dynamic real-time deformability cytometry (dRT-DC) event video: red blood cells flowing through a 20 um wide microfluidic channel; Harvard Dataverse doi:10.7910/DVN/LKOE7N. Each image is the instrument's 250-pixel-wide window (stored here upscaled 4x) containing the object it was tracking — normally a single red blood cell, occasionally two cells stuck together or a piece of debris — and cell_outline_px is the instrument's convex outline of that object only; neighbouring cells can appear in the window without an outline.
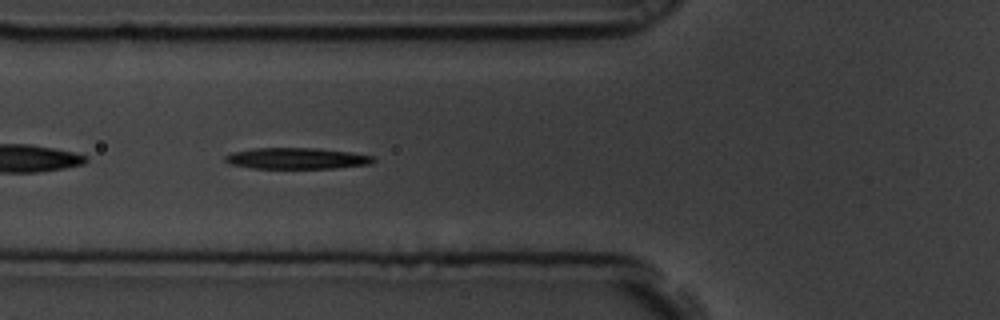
{"species": "common noctule bat (a hibernating species)", "species_latin": "Nyctalus noctula", "temperature_condition": "room temperature", "stored_images_in_passage": 16, "camera_frame_rate_fps": 3000, "um_per_image_px": 0.085, "animal": {"sex": "male", "body_mass_g": 19.5, "forearm_length_mm": 54.6}, "frame": {"image": 1, "passage_image": 5, "time_ms": 1.333, "image_size_px": [1000, 320], "cell_outline_px": [[376, 160], [368, 164], [336, 168], [252, 168], [228, 164], [224, 160], [224, 156], [232, 152], [252, 148], [320, 148], [352, 152], [376, 156]], "centroid_in_image_um": [25.22, 13.46], "position_along_channel_um": 100.6, "area_um2": 18.5}}